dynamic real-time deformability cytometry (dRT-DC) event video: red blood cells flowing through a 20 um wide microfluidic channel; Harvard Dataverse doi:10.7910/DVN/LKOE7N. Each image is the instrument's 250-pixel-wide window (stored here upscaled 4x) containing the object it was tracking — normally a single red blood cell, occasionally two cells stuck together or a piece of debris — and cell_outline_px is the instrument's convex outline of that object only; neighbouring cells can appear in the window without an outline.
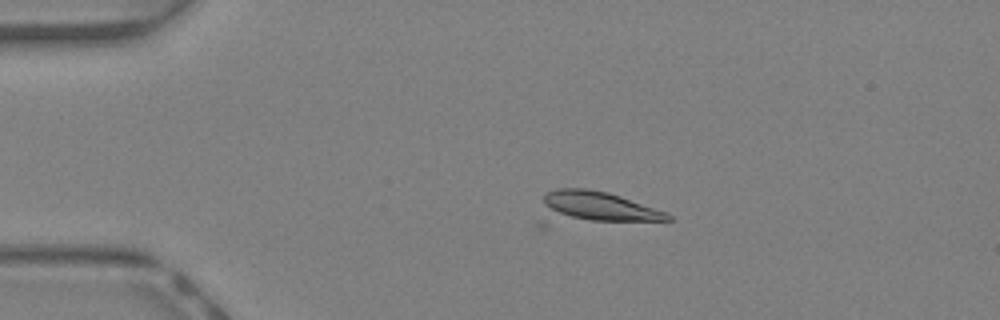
{"species": "Egyptian fruit bat (a non-hibernating species)", "species_latin": "Rousettus aegyptiacus", "temperature_condition": "warm", "stored_images_in_passage": 13, "camera_frame_rate_fps": 3000, "um_per_image_px": 0.085, "animal": {"sex": "female"}, "frame": {"image": 1, "passage_image": 13, "time_ms": 4.0, "image_size_px": [1000, 320], "cell_outline_px": [[672, 220], [548, 228], [536, 228], [536, 224], [544, 196], [548, 192], [556, 188], [584, 188], [608, 192], [668, 212], [672, 216]], "centroid_in_image_um": [50.41, 17.79], "position_along_channel_um": 34.6, "area_um2": 26.99}}